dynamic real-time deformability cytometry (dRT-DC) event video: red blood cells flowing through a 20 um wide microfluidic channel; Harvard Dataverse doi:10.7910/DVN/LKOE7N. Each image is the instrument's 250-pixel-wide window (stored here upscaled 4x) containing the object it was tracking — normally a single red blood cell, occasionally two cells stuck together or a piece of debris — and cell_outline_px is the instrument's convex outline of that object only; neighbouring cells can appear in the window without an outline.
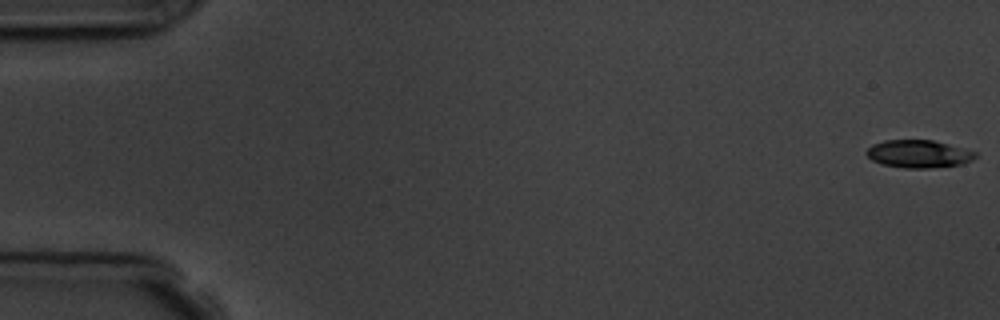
{"species": "common noctule bat (a hibernating species)", "species_latin": "Nyctalus noctula", "temperature_condition": "room temperature", "stored_images_in_passage": 7, "camera_frame_rate_fps": 3000, "um_per_image_px": 0.085, "animal": {"sex": "male", "body_mass_g": 19.5, "forearm_length_mm": 54.6}, "frame": {"image": 1, "passage_image": 1, "time_ms": 0.0, "image_size_px": [1000, 320], "cell_outline_px": [[976, 156], [972, 160], [964, 164], [928, 168], [904, 168], [884, 164], [872, 160], [864, 152], [872, 144], [884, 140], [932, 140], [948, 144], [976, 152]], "centroid_in_image_um": [78.07, 13.08], "position_along_channel_um": 6.9, "area_um2": 17.51}}
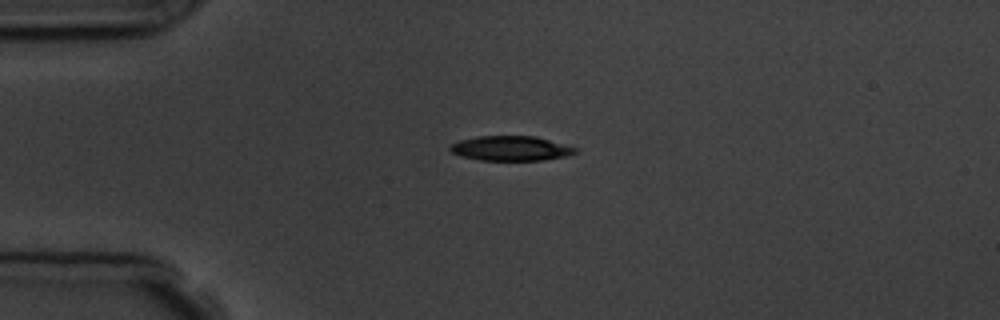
{"frame": {"image": 2, "passage_image": 4, "time_ms": 4.333, "image_size_px": [1000, 320], "cell_outline_px": [[576, 152], [568, 156], [544, 160], [480, 160], [460, 156], [452, 152], [448, 148], [452, 144], [460, 140], [476, 136], [536, 136], [576, 148]], "centroid_in_image_um": [43.39, 12.61], "position_along_channel_um": 41.6, "area_um2": 17.98}}